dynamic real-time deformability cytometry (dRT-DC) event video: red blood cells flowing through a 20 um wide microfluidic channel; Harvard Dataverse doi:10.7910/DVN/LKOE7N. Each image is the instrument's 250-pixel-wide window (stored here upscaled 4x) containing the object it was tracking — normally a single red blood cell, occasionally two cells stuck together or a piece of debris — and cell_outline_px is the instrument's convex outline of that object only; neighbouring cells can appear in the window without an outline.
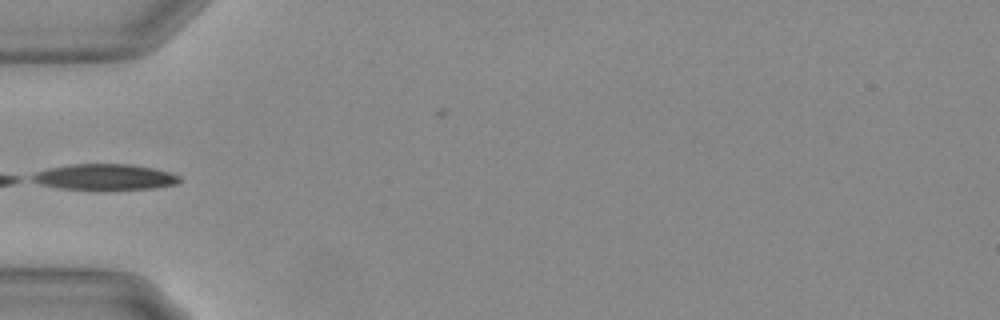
{"species": "Egyptian fruit bat (a non-hibernating species)", "species_latin": "Rousettus aegyptiacus", "temperature_condition": "warm", "stored_images_in_passage": 28, "camera_frame_rate_fps": 3000, "um_per_image_px": 0.085, "animal": {"sex": "female"}, "frame": {"image": 1, "passage_image": 1, "time_ms": 0.0, "image_size_px": [1000, 320], "cell_outline_px": [[180, 180], [176, 184], [156, 188], [112, 192], [60, 188], [40, 184], [32, 180], [28, 176], [36, 172], [48, 168], [72, 164], [132, 164], [156, 168], [180, 176]], "centroid_in_image_um": [8.92, 15.08], "position_along_channel_um": 76.1, "area_um2": 23.18}}
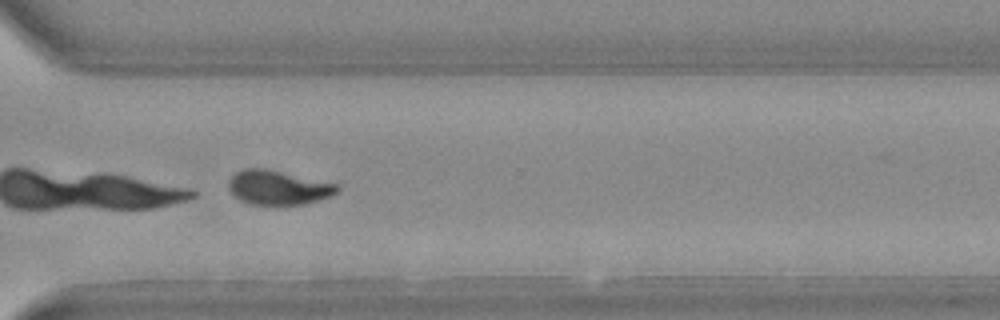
{"frame": {"image": 2, "passage_image": 23, "time_ms": 7.333, "image_size_px": [1000, 320], "cell_outline_px": [[340, 188], [336, 192], [328, 196], [304, 204], [252, 204], [240, 200], [232, 196], [228, 188], [228, 180], [236, 172], [244, 168], [264, 168], [336, 184]], "centroid_in_image_um": [23.55, 15.93], "position_along_channel_um": 347.0, "area_um2": 21.33}}